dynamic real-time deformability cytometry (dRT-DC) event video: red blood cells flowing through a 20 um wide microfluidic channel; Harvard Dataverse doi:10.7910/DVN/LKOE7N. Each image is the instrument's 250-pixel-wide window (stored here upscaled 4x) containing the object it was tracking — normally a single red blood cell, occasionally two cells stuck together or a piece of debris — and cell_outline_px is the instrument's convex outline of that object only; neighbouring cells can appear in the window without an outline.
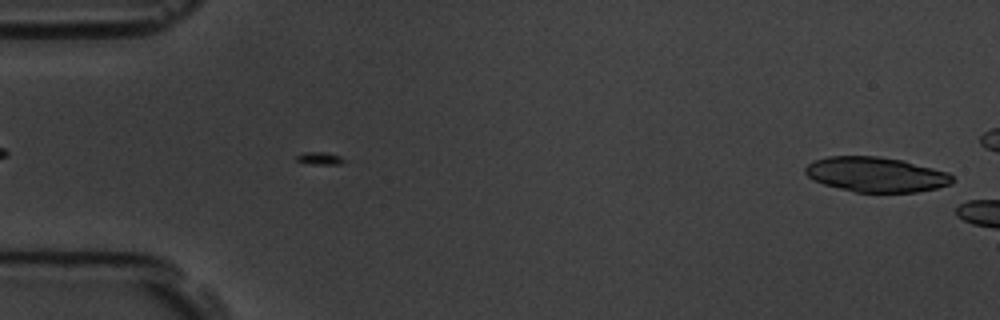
{"species": "common noctule bat (a hibernating species)", "species_latin": "Nyctalus noctula", "temperature_condition": "room temperature", "stored_images_in_passage": 6, "camera_frame_rate_fps": 3000, "um_per_image_px": 0.085, "animal": {"sex": "male", "body_mass_g": 19.5, "forearm_length_mm": 54.6}, "frame": {"image": 1, "passage_image": 1, "time_ms": 0.0, "image_size_px": [1000, 320], "cell_outline_px": [[952, 184], [936, 188], [916, 192], [856, 192], [824, 184], [808, 176], [804, 172], [804, 168], [808, 164], [816, 160], [828, 156], [876, 156], [904, 160], [948, 172], [952, 176]], "centroid_in_image_um": [74.48, 14.83], "position_along_channel_um": 10.5, "area_um2": 29.77}}